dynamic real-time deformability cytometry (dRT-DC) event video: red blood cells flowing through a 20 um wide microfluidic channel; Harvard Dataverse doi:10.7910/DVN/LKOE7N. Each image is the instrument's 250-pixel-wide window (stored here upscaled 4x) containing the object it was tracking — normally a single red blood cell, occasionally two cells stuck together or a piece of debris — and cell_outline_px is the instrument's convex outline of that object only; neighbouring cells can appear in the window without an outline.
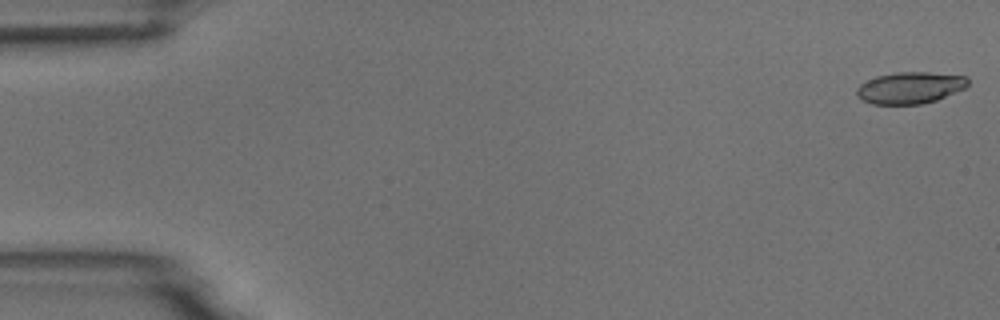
{"species": "common noctule bat (a hibernating species)", "species_latin": "Nyctalus noctula", "temperature_condition": "room temperature", "stored_images_in_passage": 3, "camera_frame_rate_fps": 3000, "um_per_image_px": 0.085, "animal": {"sex": "male", "body_mass_g": 18.8}, "frame": {"image": 1, "passage_image": 1, "time_ms": 0.0, "image_size_px": [1000, 320], "cell_outline_px": [[968, 84], [964, 88], [936, 100], [920, 104], [872, 104], [856, 96], [856, 88], [860, 84], [876, 76], [896, 72], [928, 72], [968, 76]], "centroid_in_image_um": [77.34, 7.45], "position_along_channel_um": 7.7, "area_um2": 20.46}}